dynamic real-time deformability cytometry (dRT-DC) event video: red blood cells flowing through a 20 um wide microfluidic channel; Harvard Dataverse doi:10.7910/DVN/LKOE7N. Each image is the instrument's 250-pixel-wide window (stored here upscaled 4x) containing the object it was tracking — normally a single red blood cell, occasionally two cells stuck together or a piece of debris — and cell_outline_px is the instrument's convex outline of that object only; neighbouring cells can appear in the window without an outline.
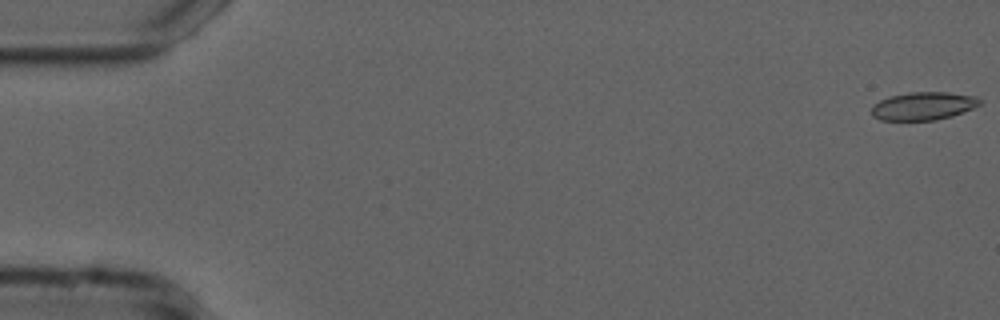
{"species": "common noctule bat (a hibernating species)", "species_latin": "Nyctalus noctula", "temperature_condition": "cold", "stored_images_in_passage": 55, "camera_frame_rate_fps": 3000, "um_per_image_px": 0.085, "animal": {"sex": "male", "forearm_length_mm": 52.5}, "frame": {"image": 1, "passage_image": 1, "time_ms": 0.0, "image_size_px": [1000, 320], "cell_outline_px": [[980, 104], [972, 108], [952, 116], [936, 120], [880, 120], [872, 116], [872, 104], [880, 100], [892, 96], [908, 92], [948, 92], [976, 96], [980, 100]], "centroid_in_image_um": [78.46, 9.01], "position_along_channel_um": 6.5, "area_um2": 17.63}}
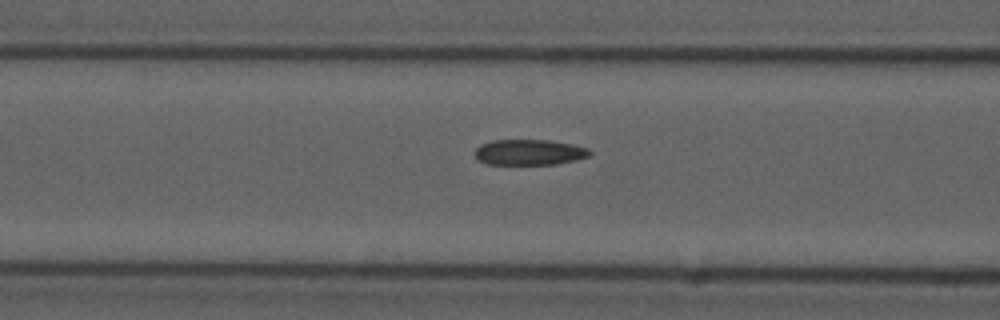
{"frame": {"image": 2, "passage_image": 22, "time_ms": 7.0, "image_size_px": [1000, 320], "cell_outline_px": [[592, 152], [588, 156], [576, 160], [556, 164], [488, 164], [480, 160], [476, 156], [476, 148], [480, 144], [492, 140], [548, 140], [572, 144], [588, 148]], "centroid_in_image_um": [45.01, 12.93], "position_along_channel_um": 121.6, "area_um2": 17.05}}
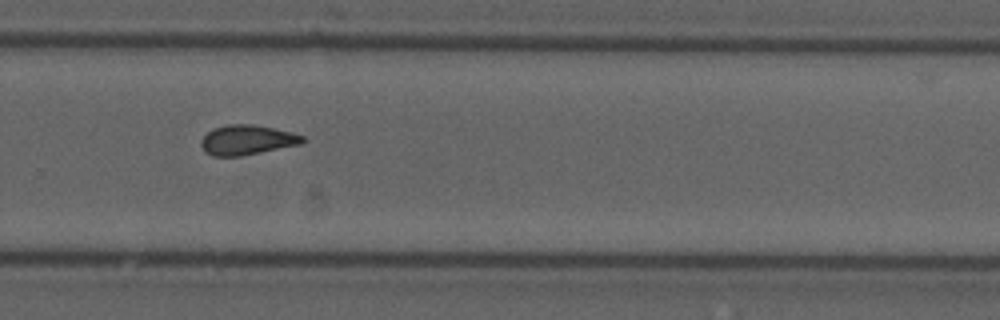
{"frame": {"image": 3, "passage_image": 37, "time_ms": 12.0, "image_size_px": [1000, 320], "cell_outline_px": [[308, 140], [304, 144], [240, 156], [212, 156], [204, 152], [200, 144], [200, 140], [212, 128], [228, 124], [252, 124], [292, 132], [304, 136]], "centroid_in_image_um": [21.02, 11.9], "position_along_channel_um": 308.8, "area_um2": 17.92}, "authors_computed_cell_mechanics": {"area_um2": 17.7446, "velocity_mm_per_s": 3.7503, "shape_relaxation_time_tau1_ms": null, "shape_relaxation_time_tau2_ms": 5.2842, "deformation_change_tau1": null, "deformation_change_tau2": 0.1251}}